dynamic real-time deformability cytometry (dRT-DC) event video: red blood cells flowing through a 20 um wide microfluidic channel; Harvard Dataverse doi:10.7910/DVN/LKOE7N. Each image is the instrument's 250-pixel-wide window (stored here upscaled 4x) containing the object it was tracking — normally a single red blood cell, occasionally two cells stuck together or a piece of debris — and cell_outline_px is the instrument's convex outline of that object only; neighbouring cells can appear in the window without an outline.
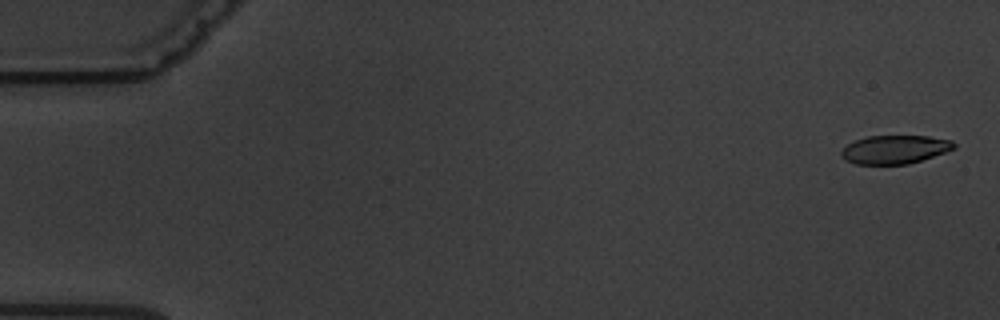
{"species": "common noctule bat (a hibernating species)", "species_latin": "Nyctalus noctula", "temperature_condition": "warm", "stored_images_in_passage": 8, "camera_frame_rate_fps": 3000, "um_per_image_px": 0.085, "animal": {"sex": "male", "body_mass_g": 19.5, "forearm_length_mm": 54.6}, "frame": {"image": 1, "passage_image": 1, "time_ms": 0.0, "image_size_px": [1000, 320], "cell_outline_px": [[956, 148], [908, 164], [856, 164], [844, 160], [840, 156], [840, 152], [848, 144], [856, 140], [868, 136], [928, 136], [952, 140], [956, 144]], "centroid_in_image_um": [76.04, 12.7], "position_along_channel_um": 9.0, "area_um2": 18.61}}
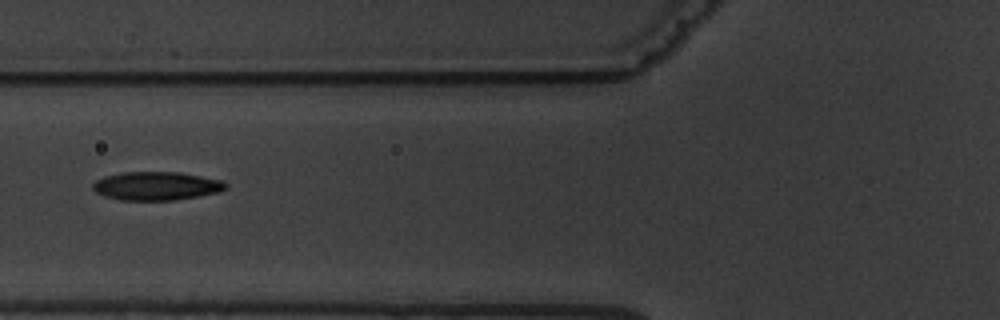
{"frame": {"image": 2, "passage_image": 7, "time_ms": 7.0, "image_size_px": [1000, 320], "cell_outline_px": [[228, 188], [220, 192], [172, 200], [120, 200], [104, 196], [96, 192], [92, 188], [92, 184], [96, 180], [104, 176], [124, 172], [180, 172], [220, 180], [228, 184]], "centroid_in_image_um": [13.28, 15.8], "position_along_channel_um": 112.5, "area_um2": 22.02}}